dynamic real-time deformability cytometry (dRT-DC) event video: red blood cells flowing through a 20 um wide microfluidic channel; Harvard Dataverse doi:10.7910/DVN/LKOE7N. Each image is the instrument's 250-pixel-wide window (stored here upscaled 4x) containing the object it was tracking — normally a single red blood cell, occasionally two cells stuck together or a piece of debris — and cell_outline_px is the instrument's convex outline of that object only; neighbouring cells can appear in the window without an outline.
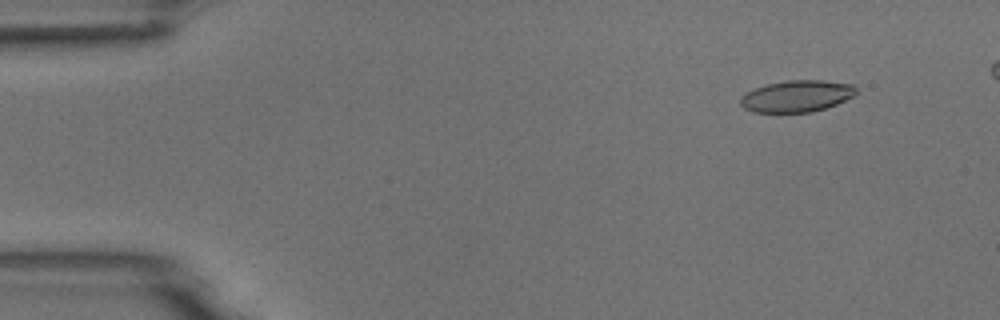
{"species": "common noctule bat (a hibernating species)", "species_latin": "Nyctalus noctula", "temperature_condition": "room temperature", "stored_images_in_passage": 5, "camera_frame_rate_fps": 3000, "um_per_image_px": 0.085, "animal": {"sex": "male", "body_mass_g": 18.8}, "frame": {"image": 1, "passage_image": 1, "time_ms": 0.0, "image_size_px": [1000, 320], "cell_outline_px": [[856, 92], [852, 96], [836, 104], [812, 112], [752, 112], [744, 108], [740, 104], [740, 96], [764, 84], [788, 80], [820, 80], [856, 84]], "centroid_in_image_um": [67.71, 8.16], "position_along_channel_um": 17.3, "area_um2": 21.33}}